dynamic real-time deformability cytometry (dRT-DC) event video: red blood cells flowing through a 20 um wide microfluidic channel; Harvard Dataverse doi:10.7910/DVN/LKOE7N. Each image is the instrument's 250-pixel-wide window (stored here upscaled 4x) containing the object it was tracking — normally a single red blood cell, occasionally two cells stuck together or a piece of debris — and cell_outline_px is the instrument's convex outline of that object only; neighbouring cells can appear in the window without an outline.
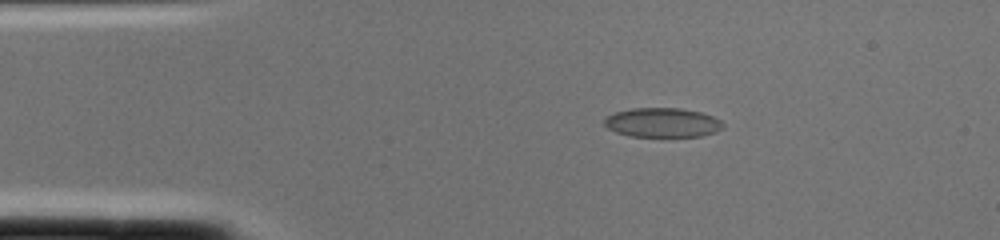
{"species": "common noctule bat (a hibernating species)", "species_latin": "Nyctalus noctula", "temperature_condition": "cold", "stored_images_in_passage": 1, "camera_frame_rate_fps": 3000, "um_per_image_px": 0.085, "animal": {"sex": "female", "body_mass_g": 22.0, "forearm_length_mm": 56.7}, "frame": {"image": 1, "passage_image": 1, "time_ms": 0.0, "image_size_px": [1000, 240], "cell_outline_px": [[724, 128], [716, 132], [700, 136], [628, 136], [616, 132], [608, 128], [604, 124], [604, 120], [612, 112], [632, 108], [680, 108], [700, 112], [712, 116], [720, 120], [724, 124]], "centroid_in_image_um": [56.3, 10.41], "position_along_channel_um": 28.7, "area_um2": 20.35}}